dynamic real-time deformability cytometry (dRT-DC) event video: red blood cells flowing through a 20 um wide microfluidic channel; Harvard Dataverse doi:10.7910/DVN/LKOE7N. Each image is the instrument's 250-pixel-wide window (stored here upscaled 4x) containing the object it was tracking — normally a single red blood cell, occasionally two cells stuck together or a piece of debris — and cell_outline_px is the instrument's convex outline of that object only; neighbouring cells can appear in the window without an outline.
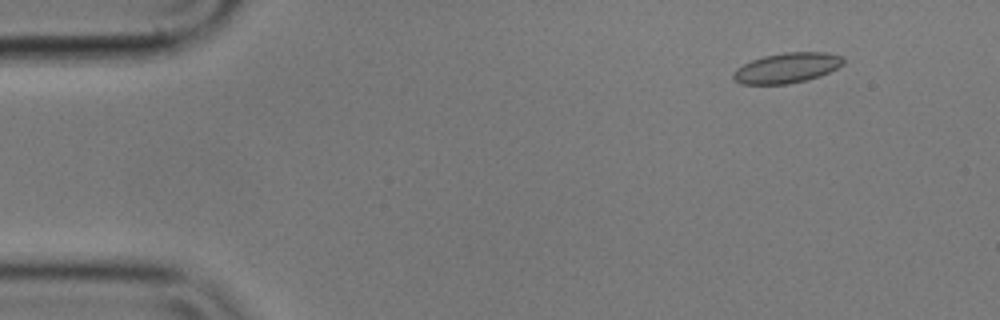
{"species": "common noctule bat (a hibernating species)", "species_latin": "Nyctalus noctula", "temperature_condition": "cold", "stored_images_in_passage": 56, "camera_frame_rate_fps": 3000, "um_per_image_px": 0.085, "animal": {"sex": "male", "body_mass_g": 17.9}, "frame": {"image": 1, "passage_image": 6, "time_ms": 1.667, "image_size_px": [1000, 320], "cell_outline_px": [[844, 64], [820, 76], [788, 84], [740, 84], [732, 76], [732, 72], [736, 68], [752, 60], [764, 56], [784, 52], [824, 52], [840, 56], [844, 60]], "centroid_in_image_um": [66.86, 5.77], "position_along_channel_um": 18.1, "area_um2": 19.19}}
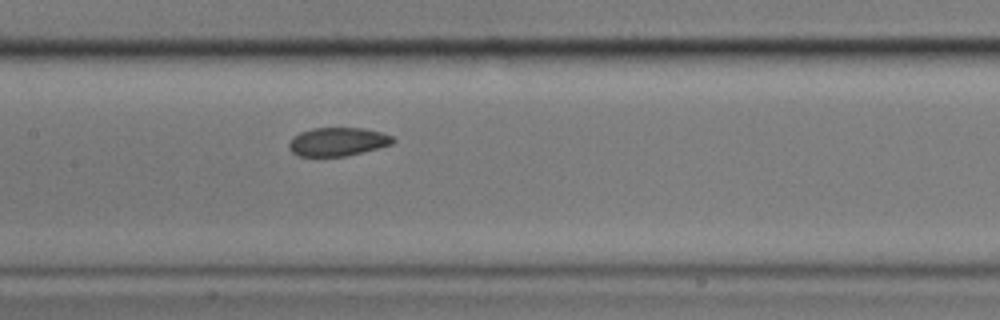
{"frame": {"image": 2, "passage_image": 27, "time_ms": 8.667, "image_size_px": [1000, 320], "cell_outline_px": [[396, 140], [392, 144], [380, 148], [344, 156], [300, 156], [292, 152], [288, 148], [288, 144], [292, 136], [300, 132], [312, 128], [364, 128], [380, 132], [392, 136]], "centroid_in_image_um": [28.69, 12.04], "position_along_channel_um": 178.7, "area_um2": 17.34}}
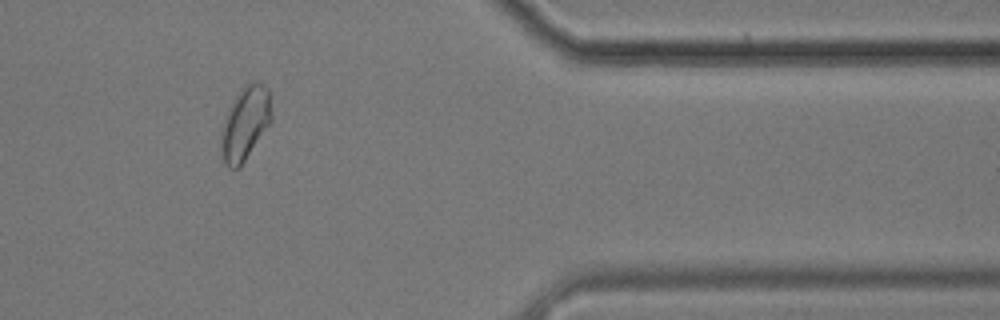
{"frame": {"image": 3, "passage_image": 47, "time_ms": 15.333, "image_size_px": [1000, 320], "cell_outline_px": [[272, 120], [240, 168], [228, 168], [224, 160], [220, 148], [220, 132], [228, 108], [232, 100], [240, 88], [244, 84], [252, 80], [256, 80], [264, 84], [268, 88], [272, 116]], "centroid_in_image_um": [20.83, 10.44], "position_along_channel_um": 390.6, "area_um2": 21.96}, "authors_computed_cell_mechanics": {"area_um2": 18.9295, "velocity_mm_per_s": 3.5352, "shape_relaxation_time_tau1_ms": 11.271, "shape_relaxation_time_tau2_ms": 2.8225, "deformation_change_tau1": 0.1601, "deformation_change_tau2": 0.0679}}